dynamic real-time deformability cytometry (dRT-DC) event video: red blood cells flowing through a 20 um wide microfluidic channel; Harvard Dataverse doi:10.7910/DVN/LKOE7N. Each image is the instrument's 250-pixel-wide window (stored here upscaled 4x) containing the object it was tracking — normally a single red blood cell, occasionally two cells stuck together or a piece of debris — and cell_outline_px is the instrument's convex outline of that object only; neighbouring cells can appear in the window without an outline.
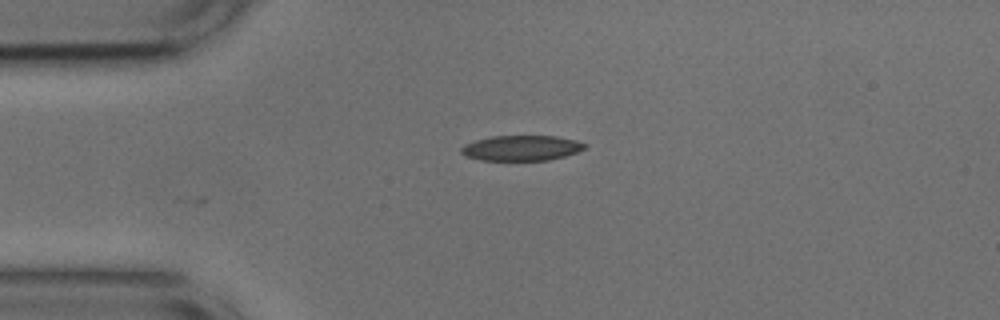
{"species": "common noctule bat (a hibernating species)", "species_latin": "Nyctalus noctula", "temperature_condition": "cold", "stored_images_in_passage": 2, "camera_frame_rate_fps": 3000, "um_per_image_px": 0.085, "animal": {"sex": "male", "body_mass_g": 17.9, "forearm_length_mm": 54.2}, "frame": {"image": 1, "passage_image": 2, "time_ms": 0.333, "image_size_px": [1000, 320], "cell_outline_px": [[588, 144], [584, 148], [576, 152], [564, 156], [548, 160], [480, 160], [468, 156], [460, 152], [460, 148], [464, 144], [488, 136], [556, 136], [576, 140]], "centroid_in_image_um": [44.31, 12.57], "position_along_channel_um": 40.7, "area_um2": 18.15}}